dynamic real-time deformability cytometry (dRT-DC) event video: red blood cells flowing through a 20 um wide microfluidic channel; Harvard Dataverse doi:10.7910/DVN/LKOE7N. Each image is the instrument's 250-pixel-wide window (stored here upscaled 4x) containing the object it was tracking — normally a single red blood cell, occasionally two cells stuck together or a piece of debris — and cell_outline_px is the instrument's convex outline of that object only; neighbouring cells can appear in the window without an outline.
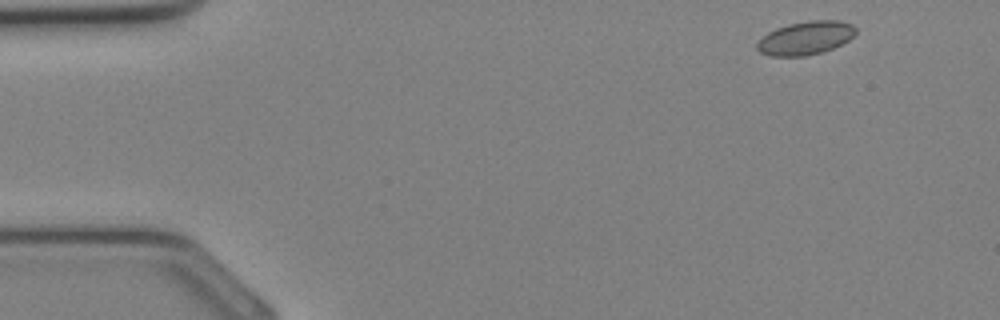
{"species": "Egyptian fruit bat (a non-hibernating species)", "species_latin": "Rousettus aegyptiacus", "temperature_condition": "cold", "stored_images_in_passage": 33, "camera_frame_rate_fps": 3000, "um_per_image_px": 0.085, "animal": {"sex": "female"}, "frame": {"image": 1, "passage_image": 2, "time_ms": 0.333, "image_size_px": [1000, 320], "cell_outline_px": [[856, 32], [848, 40], [832, 48], [820, 52], [804, 56], [772, 56], [760, 52], [756, 48], [756, 44], [768, 32], [776, 28], [788, 24], [808, 20], [836, 20], [852, 24], [856, 28]], "centroid_in_image_um": [68.46, 3.22], "position_along_channel_um": 16.5, "area_um2": 19.02}}
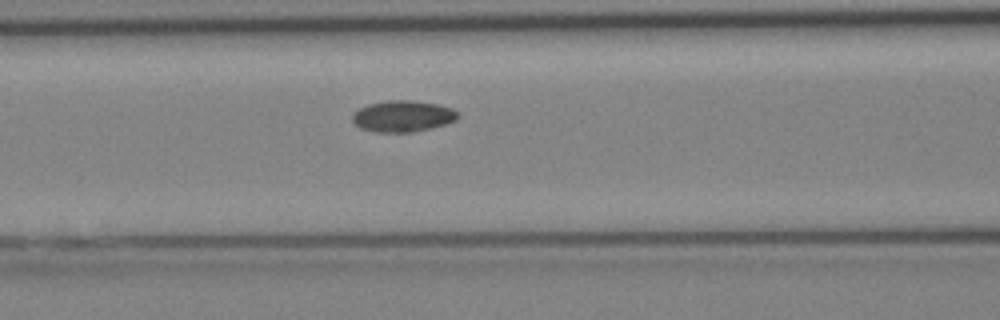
{"frame": {"image": 2, "passage_image": 13, "time_ms": 4.0, "image_size_px": [1000, 320], "cell_outline_px": [[460, 116], [456, 120], [432, 128], [412, 132], [376, 132], [360, 128], [352, 120], [352, 116], [360, 108], [368, 104], [388, 100], [408, 100], [436, 104], [452, 108]], "centroid_in_image_um": [34.24, 9.88], "position_along_channel_um": 132.4, "area_um2": 19.07}}
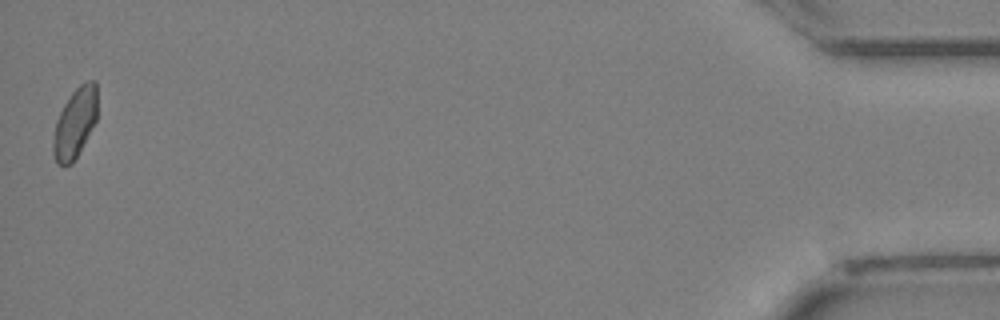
{"frame": {"image": 3, "passage_image": 33, "time_ms": 10.667, "image_size_px": [1000, 320], "cell_outline_px": [[96, 120], [72, 164], [60, 164], [56, 160], [52, 152], [52, 140], [56, 120], [64, 104], [72, 92], [80, 84], [88, 80], [96, 80]], "centroid_in_image_um": [6.35, 10.43], "position_along_channel_um": 428.8, "area_um2": 17.69}}